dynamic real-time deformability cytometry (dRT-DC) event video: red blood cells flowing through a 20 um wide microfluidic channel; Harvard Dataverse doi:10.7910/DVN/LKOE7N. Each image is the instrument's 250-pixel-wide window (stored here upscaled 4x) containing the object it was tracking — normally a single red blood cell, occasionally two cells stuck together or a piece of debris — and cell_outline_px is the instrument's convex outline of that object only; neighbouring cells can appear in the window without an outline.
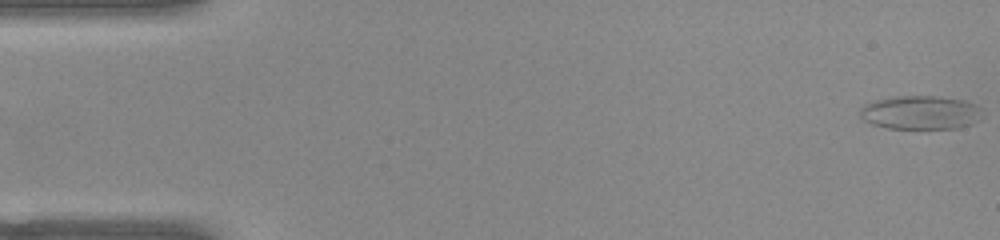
{"species": "common noctule bat (a hibernating species)", "species_latin": "Nyctalus noctula", "temperature_condition": "warm", "stored_images_in_passage": 52, "camera_frame_rate_fps": 3000, "um_per_image_px": 0.085, "animal": {"sex": "female", "body_mass_g": 22.0, "forearm_length_mm": 56.7}, "frame": {"image": 1, "passage_image": 1, "time_ms": 0.0, "image_size_px": [1000, 240], "cell_outline_px": [[980, 108], [976, 120], [972, 124], [956, 128], [888, 128], [872, 124], [864, 120], [860, 116], [860, 108], [864, 104], [872, 100], [892, 96], [940, 96], [964, 100], [976, 104]], "centroid_in_image_um": [78.17, 9.54], "position_along_channel_um": 6.8, "area_um2": 23.99}}
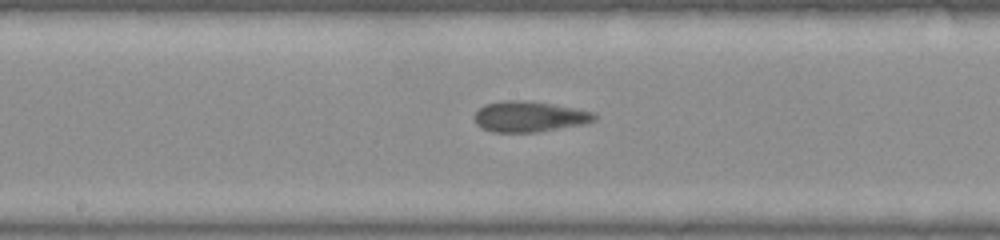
{"frame": {"image": 2, "passage_image": 27, "time_ms": 8.667, "image_size_px": [1000, 240], "cell_outline_px": [[596, 120], [584, 124], [536, 132], [492, 132], [476, 124], [476, 112], [484, 104], [500, 100], [524, 100], [552, 104], [576, 108], [596, 112]], "centroid_in_image_um": [45.02, 9.9], "position_along_channel_um": 203.2, "area_um2": 21.44}}
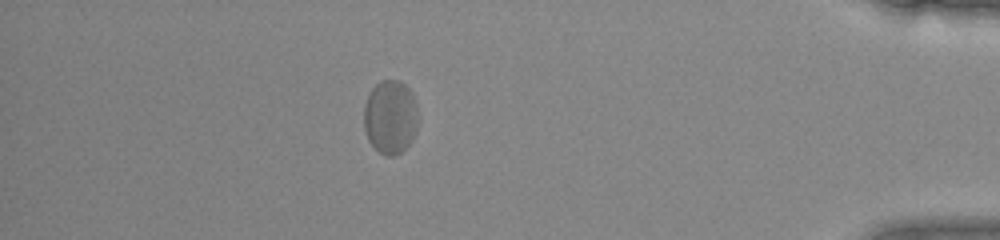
{"frame": {"image": 3, "passage_image": 46, "time_ms": 15.0, "image_size_px": [1000, 240], "cell_outline_px": [[416, 132], [412, 140], [400, 152], [392, 156], [384, 156], [368, 140], [364, 128], [364, 104], [368, 92], [380, 80], [400, 80], [412, 92], [416, 104]], "centroid_in_image_um": [33.15, 9.92], "position_along_channel_um": 402.0, "area_um2": 23.35}, "authors_computed_cell_mechanics": {"area_um2": 21.8195, "velocity_mm_per_s": 3.886, "shape_relaxation_time_tau1_ms": 9.3728, "shape_relaxation_time_tau2_ms": 1.604, "deformation_change_tau1": 0.1724, "deformation_change_tau2": 0.0736}}